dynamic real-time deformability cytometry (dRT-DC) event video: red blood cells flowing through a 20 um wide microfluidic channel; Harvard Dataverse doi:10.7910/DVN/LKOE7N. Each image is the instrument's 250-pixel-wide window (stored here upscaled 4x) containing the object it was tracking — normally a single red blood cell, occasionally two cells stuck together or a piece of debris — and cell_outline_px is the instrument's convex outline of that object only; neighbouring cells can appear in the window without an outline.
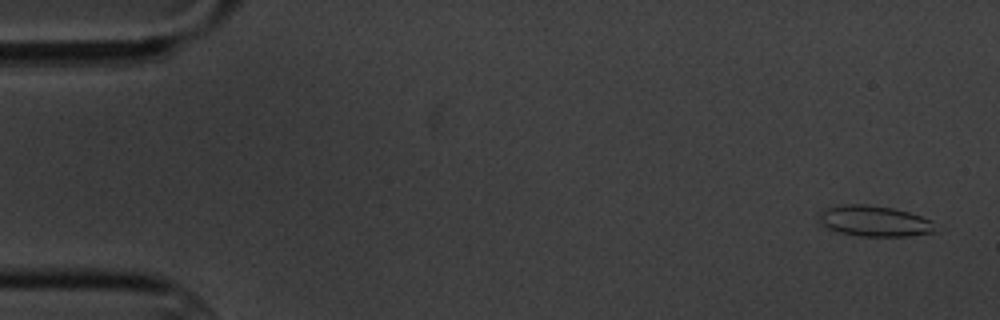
{"species": "common noctule bat (a hibernating species)", "species_latin": "Nyctalus noctula", "temperature_condition": "cold", "stored_images_in_passage": 6, "camera_frame_rate_fps": 3000, "um_per_image_px": 0.085, "animal": {"sex": "male", "body_mass_g": 20.1, "forearm_length_mm": 53.5}, "frame": {"image": 1, "passage_image": 1, "time_ms": 0.0, "image_size_px": [1000, 320], "cell_outline_px": [[944, 228], [936, 232], [908, 236], [860, 236], [840, 232], [828, 228], [820, 220], [820, 212], [824, 208], [840, 204], [864, 204], [892, 208], [908, 212], [932, 220]], "centroid_in_image_um": [74.44, 18.79], "position_along_channel_um": 10.6, "area_um2": 21.1}}